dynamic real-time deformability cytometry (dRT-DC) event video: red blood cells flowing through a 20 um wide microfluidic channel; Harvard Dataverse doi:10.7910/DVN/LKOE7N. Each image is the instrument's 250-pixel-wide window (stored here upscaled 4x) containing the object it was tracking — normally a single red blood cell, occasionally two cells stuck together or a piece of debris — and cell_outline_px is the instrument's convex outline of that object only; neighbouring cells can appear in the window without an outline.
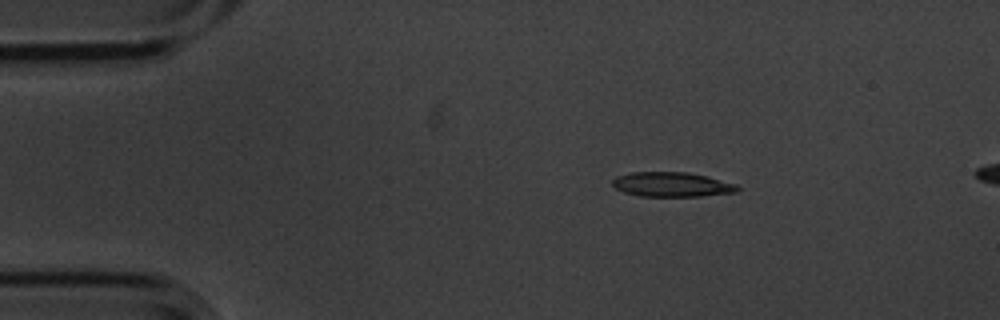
{"species": "common noctule bat (a hibernating species)", "species_latin": "Nyctalus noctula", "temperature_condition": "cold", "stored_images_in_passage": 3, "camera_frame_rate_fps": 3000, "um_per_image_px": 0.085, "animal": {"sex": "male", "body_mass_g": 20.1, "forearm_length_mm": 53.5}, "frame": {"image": 1, "passage_image": 1, "time_ms": 0.0, "image_size_px": [1000, 320], "cell_outline_px": [[740, 188], [736, 192], [700, 196], [640, 196], [624, 192], [616, 188], [612, 184], [612, 180], [616, 176], [632, 172], [688, 172], [708, 176], [736, 184]], "centroid_in_image_um": [57.11, 15.67], "position_along_channel_um": 27.9, "area_um2": 17.92}}